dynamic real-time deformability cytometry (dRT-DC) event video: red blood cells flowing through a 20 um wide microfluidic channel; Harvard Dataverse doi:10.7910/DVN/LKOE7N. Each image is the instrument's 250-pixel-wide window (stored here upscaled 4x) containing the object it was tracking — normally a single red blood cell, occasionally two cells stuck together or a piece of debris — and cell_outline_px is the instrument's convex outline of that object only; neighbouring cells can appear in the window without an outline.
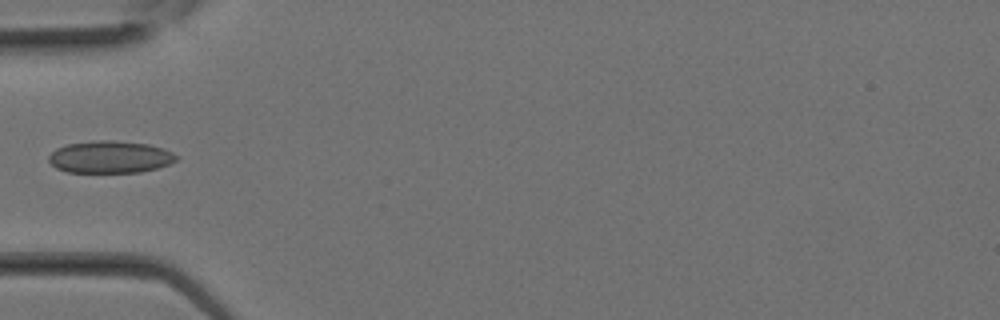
{"species": "Egyptian fruit bat (a non-hibernating species)", "species_latin": "Rousettus aegyptiacus", "temperature_condition": "room temperature", "stored_images_in_passage": 10, "camera_frame_rate_fps": 3000, "um_per_image_px": 0.085, "animal": {"sex": "female"}, "frame": {"image": 1, "passage_image": 9, "time_ms": 2.667, "image_size_px": [1000, 320], "cell_outline_px": [[180, 156], [176, 160], [168, 164], [156, 168], [140, 172], [68, 172], [56, 168], [48, 160], [48, 156], [56, 148], [68, 144], [92, 140], [112, 140], [148, 144], [164, 148]], "centroid_in_image_um": [9.36, 13.33], "position_along_channel_um": 75.6, "area_um2": 23.99}}